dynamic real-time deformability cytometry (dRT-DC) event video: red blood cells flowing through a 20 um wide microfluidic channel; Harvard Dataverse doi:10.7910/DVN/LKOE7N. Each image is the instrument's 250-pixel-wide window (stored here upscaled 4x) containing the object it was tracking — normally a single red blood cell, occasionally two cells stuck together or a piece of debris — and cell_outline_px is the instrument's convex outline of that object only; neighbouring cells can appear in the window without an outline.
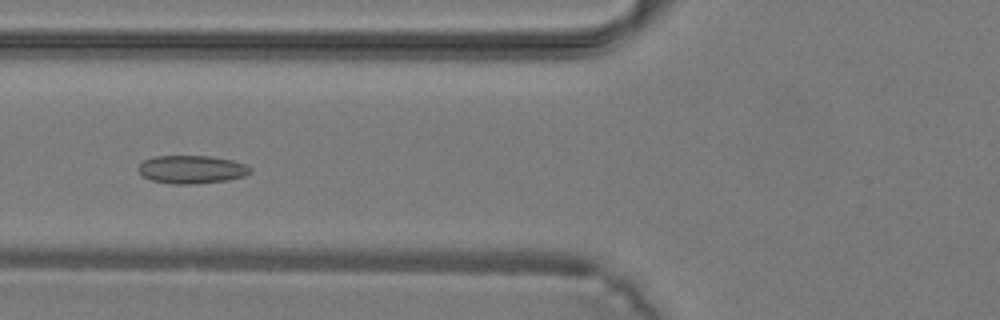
{"species": "common noctule bat (a hibernating species)", "species_latin": "Nyctalus noctula", "temperature_condition": "warm", "stored_images_in_passage": 30, "camera_frame_rate_fps": 3000, "um_per_image_px": 0.085, "animal": {"sex": "male", "body_mass_g": 19.2, "forearm_length_mm": 51.8}, "frame": {"image": 1, "passage_image": 5, "time_ms": 1.333, "image_size_px": [1000, 320], "cell_outline_px": [[252, 172], [244, 176], [228, 180], [192, 184], [172, 184], [152, 180], [144, 176], [136, 168], [144, 160], [156, 156], [212, 156], [232, 160], [244, 164], [252, 168]], "centroid_in_image_um": [16.31, 14.4], "position_along_channel_um": 109.5, "area_um2": 18.32}}
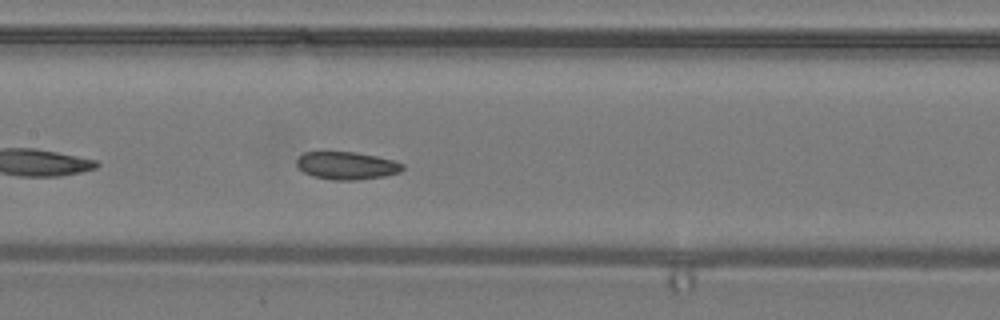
{"frame": {"image": 2, "passage_image": 9, "time_ms": 2.667, "image_size_px": [1000, 320], "cell_outline_px": [[404, 168], [400, 172], [384, 176], [356, 180], [332, 180], [312, 176], [304, 172], [296, 164], [296, 160], [304, 152], [356, 152], [376, 156], [392, 160], [404, 164]], "centroid_in_image_um": [29.47, 14.08], "position_along_channel_um": 177.9, "area_um2": 17.05}}
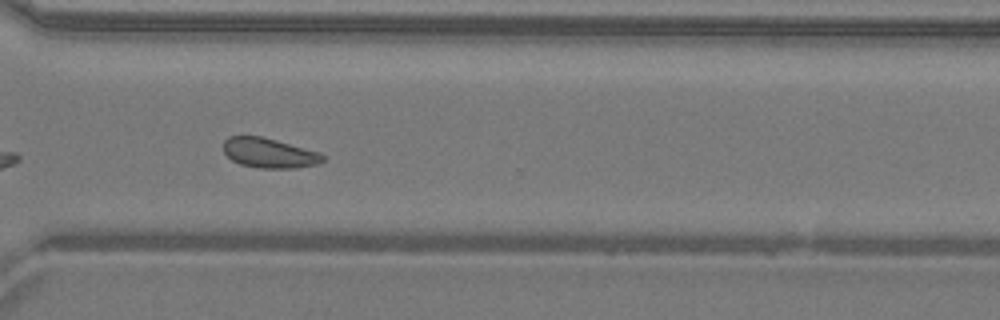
{"frame": {"image": 3, "passage_image": 19, "time_ms": 6.0, "image_size_px": [1000, 320], "cell_outline_px": [[324, 160], [316, 164], [296, 168], [260, 168], [240, 164], [232, 160], [224, 152], [224, 140], [228, 136], [260, 136], [276, 140], [320, 152], [324, 156]], "centroid_in_image_um": [22.87, 13.0], "position_along_channel_um": 347.7, "area_um2": 17.17}}